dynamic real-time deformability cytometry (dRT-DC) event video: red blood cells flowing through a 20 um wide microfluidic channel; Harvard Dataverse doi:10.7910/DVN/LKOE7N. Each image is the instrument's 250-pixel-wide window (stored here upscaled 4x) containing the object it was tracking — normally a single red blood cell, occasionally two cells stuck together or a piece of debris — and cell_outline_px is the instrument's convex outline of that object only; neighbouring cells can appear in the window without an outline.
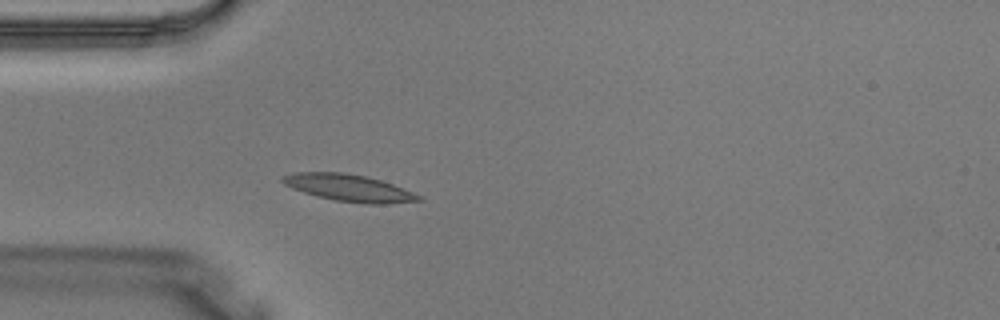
{"species": "Egyptian fruit bat (a non-hibernating species)", "species_latin": "Rousettus aegyptiacus", "temperature_condition": "warm", "stored_images_in_passage": 2, "camera_frame_rate_fps": 3000, "um_per_image_px": 0.085, "animal": {"sex": "male"}, "frame": {"image": 1, "passage_image": 2, "time_ms": 0.333, "image_size_px": [1000, 320], "cell_outline_px": [[424, 200], [384, 204], [364, 204], [336, 200], [316, 196], [292, 188], [284, 184], [280, 180], [280, 176], [292, 172], [344, 172], [364, 176], [380, 180], [392, 184], [424, 196]], "centroid_in_image_um": [29.65, 15.97], "position_along_channel_um": 55.3, "area_um2": 21.5}}